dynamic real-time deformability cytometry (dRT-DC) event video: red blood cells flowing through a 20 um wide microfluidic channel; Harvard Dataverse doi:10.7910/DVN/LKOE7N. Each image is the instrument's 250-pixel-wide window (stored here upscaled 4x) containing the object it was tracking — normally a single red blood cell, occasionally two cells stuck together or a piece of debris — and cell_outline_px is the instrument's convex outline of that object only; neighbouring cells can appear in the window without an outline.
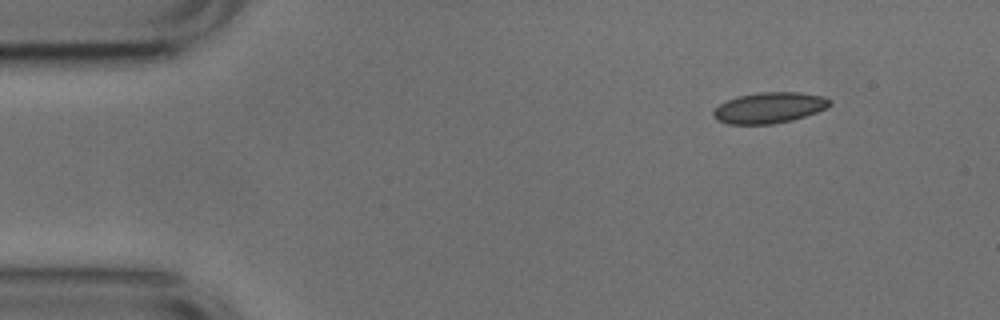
{"species": "common noctule bat (a hibernating species)", "species_latin": "Nyctalus noctula", "temperature_condition": "cold", "stored_images_in_passage": 48, "camera_frame_rate_fps": 3000, "um_per_image_px": 0.085, "animal": {"sex": "male", "body_mass_g": 17.9, "forearm_length_mm": 54.2}, "frame": {"image": 1, "passage_image": 1, "time_ms": 0.0, "image_size_px": [1000, 320], "cell_outline_px": [[832, 104], [816, 112], [792, 120], [772, 124], [728, 124], [716, 120], [712, 116], [712, 112], [720, 104], [736, 96], [760, 92], [800, 92], [824, 96], [832, 100]], "centroid_in_image_um": [65.38, 9.15], "position_along_channel_um": 19.6, "area_um2": 20.98}}
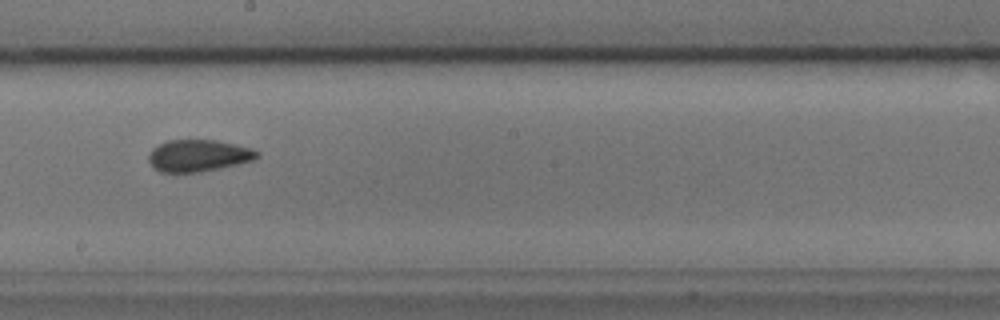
{"frame": {"image": 2, "passage_image": 24, "time_ms": 7.667, "image_size_px": [1000, 320], "cell_outline_px": [[260, 156], [252, 160], [220, 168], [200, 172], [160, 172], [152, 168], [148, 160], [148, 156], [152, 148], [168, 140], [216, 140], [236, 144], [252, 148], [260, 152]], "centroid_in_image_um": [16.85, 13.22], "position_along_channel_um": 231.3, "area_um2": 20.23}}
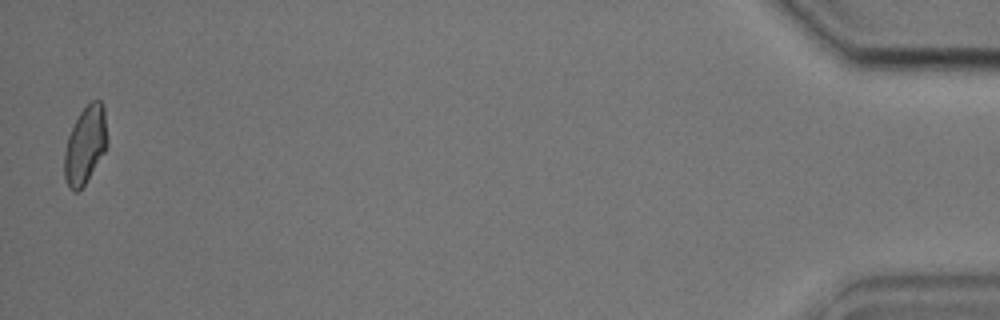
{"frame": {"image": 3, "passage_image": 47, "time_ms": 15.333, "image_size_px": [1000, 320], "cell_outline_px": [[108, 144], [104, 152], [84, 184], [76, 192], [72, 192], [68, 188], [64, 176], [64, 152], [68, 136], [80, 112], [92, 100], [100, 100], [104, 104], [108, 140]], "centroid_in_image_um": [7.25, 12.31], "position_along_channel_um": 427.9, "area_um2": 19.36}, "authors_computed_cell_mechanics": {"area_um2": 19.941, "velocity_mm_per_s": 3.7711, "shape_relaxation_time_tau1_ms": null, "shape_relaxation_time_tau2_ms": 1.258, "deformation_change_tau1": null, "deformation_change_tau2": 0.0582}}